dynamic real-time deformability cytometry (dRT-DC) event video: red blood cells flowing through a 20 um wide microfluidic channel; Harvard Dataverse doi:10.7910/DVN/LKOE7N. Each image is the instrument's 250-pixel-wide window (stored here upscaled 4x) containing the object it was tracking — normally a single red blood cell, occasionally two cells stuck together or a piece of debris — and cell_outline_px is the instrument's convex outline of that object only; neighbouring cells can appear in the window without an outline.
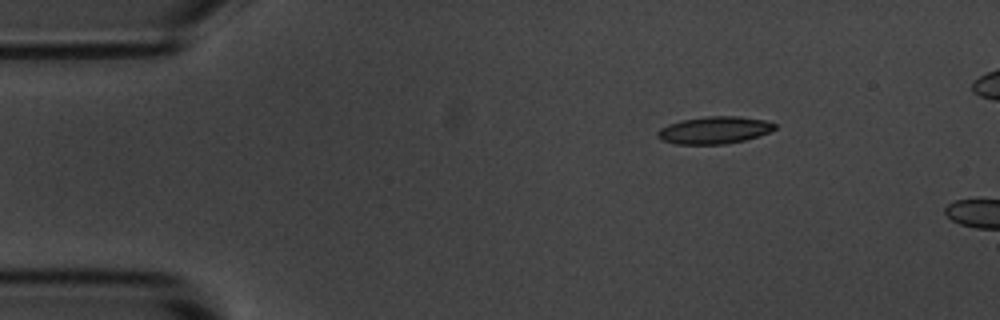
{"species": "common noctule bat (a hibernating species)", "species_latin": "Nyctalus noctula", "temperature_condition": "room temperature", "stored_images_in_passage": 2, "camera_frame_rate_fps": 3000, "um_per_image_px": 0.085, "animal": {"sex": "male", "body_mass_g": 20.1, "forearm_length_mm": 53.5}, "frame": {"image": 1, "passage_image": 1, "time_ms": 0.0, "image_size_px": [1000, 320], "cell_outline_px": [[776, 128], [768, 132], [744, 140], [724, 144], [676, 144], [660, 140], [656, 136], [656, 132], [660, 128], [668, 124], [680, 120], [708, 116], [740, 116], [764, 120], [776, 124]], "centroid_in_image_um": [60.66, 11.06], "position_along_channel_um": 24.3, "area_um2": 18.61}}